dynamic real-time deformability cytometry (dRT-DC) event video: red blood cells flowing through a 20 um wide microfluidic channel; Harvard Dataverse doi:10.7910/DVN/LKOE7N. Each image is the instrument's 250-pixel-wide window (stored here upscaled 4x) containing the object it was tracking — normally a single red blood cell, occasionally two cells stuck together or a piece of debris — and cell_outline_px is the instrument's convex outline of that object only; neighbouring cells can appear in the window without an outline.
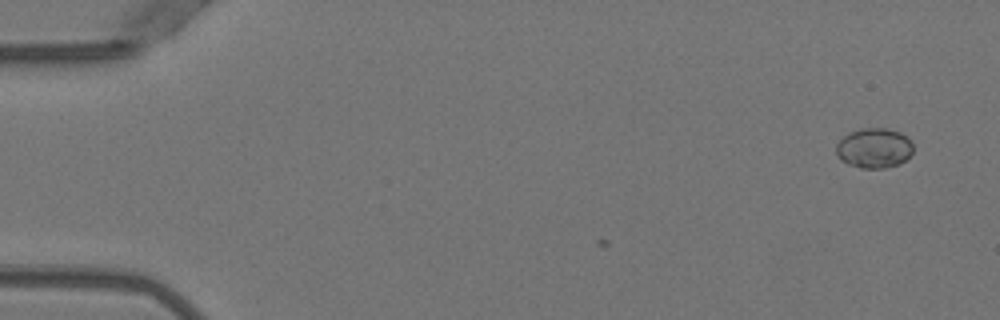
{"species": "Egyptian fruit bat (a non-hibernating species)", "species_latin": "Rousettus aegyptiacus", "temperature_condition": "warm", "stored_images_in_passage": 2, "camera_frame_rate_fps": 3000, "um_per_image_px": 0.085, "animal": {"sex": "female"}, "frame": {"image": 1, "passage_image": 2, "time_ms": 0.333, "image_size_px": [1000, 320], "cell_outline_px": [[912, 152], [900, 164], [884, 168], [860, 168], [848, 164], [840, 160], [836, 152], [836, 144], [848, 132], [860, 128], [888, 128], [900, 132], [908, 136], [912, 140]], "centroid_in_image_um": [74.3, 12.57], "position_along_channel_um": 10.7, "area_um2": 18.15}}